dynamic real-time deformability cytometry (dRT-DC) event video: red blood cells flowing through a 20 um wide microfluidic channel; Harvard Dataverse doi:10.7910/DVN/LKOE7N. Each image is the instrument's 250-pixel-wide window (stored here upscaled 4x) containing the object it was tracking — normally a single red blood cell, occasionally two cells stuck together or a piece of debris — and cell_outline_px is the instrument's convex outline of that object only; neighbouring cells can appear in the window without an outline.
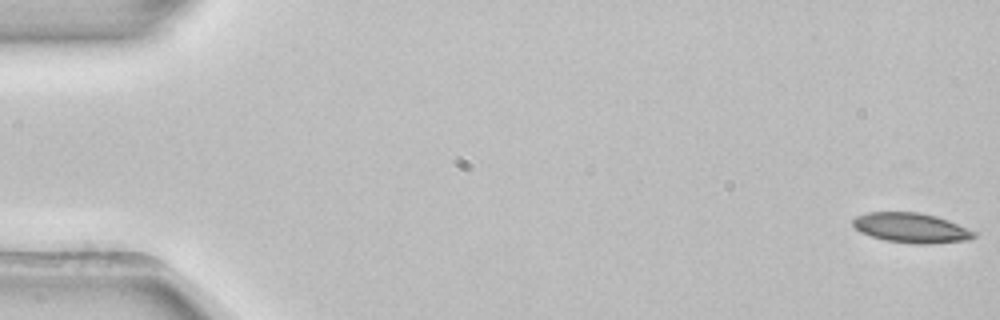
{"species": "common noctule bat (a hibernating species)", "species_latin": "Nyctalus noctula", "temperature_condition": "room temperature", "stored_images_in_passage": 53, "camera_frame_rate_fps": 3000, "um_per_image_px": 0.085, "animal": {"sex": "female", "body_mass_g": 22.7, "forearm_length_mm": 54.2}, "frame": {"image": 1, "passage_image": 1, "time_ms": 0.0, "image_size_px": [1000, 320], "cell_outline_px": [[976, 236], [968, 240], [928, 244], [912, 244], [884, 240], [860, 232], [852, 224], [852, 220], [856, 216], [868, 212], [920, 212], [936, 216], [948, 220], [976, 232]], "centroid_in_image_um": [77.44, 19.37], "position_along_channel_um": 7.6, "area_um2": 21.1}}
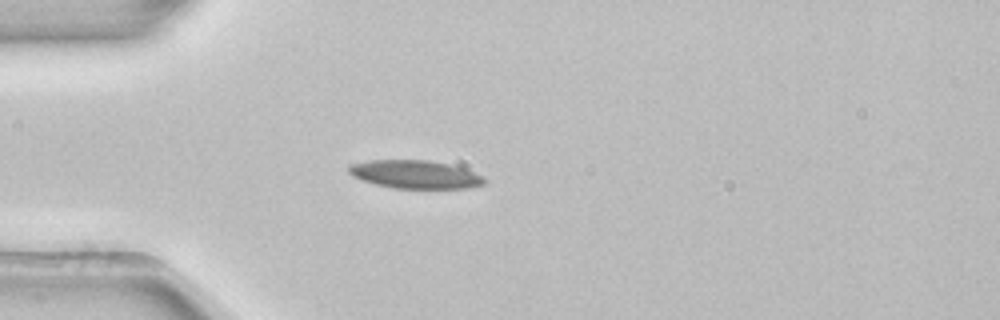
{"frame": {"image": 2, "passage_image": 15, "time_ms": 4.667, "image_size_px": [1000, 320], "cell_outline_px": [[488, 180], [484, 184], [472, 188], [396, 188], [376, 184], [360, 180], [352, 176], [348, 172], [348, 164], [368, 160], [428, 160], [448, 164], [484, 176]], "centroid_in_image_um": [35.26, 14.82], "position_along_channel_um": 49.7, "area_um2": 22.31}}
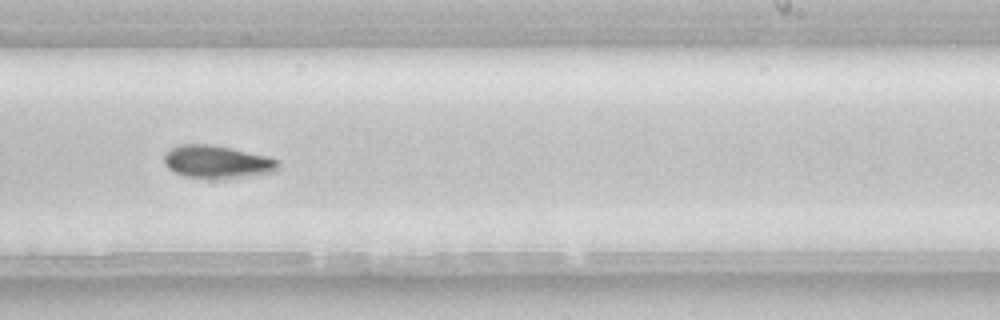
{"frame": {"image": 3, "passage_image": 33, "time_ms": 10.667, "image_size_px": [1000, 320], "cell_outline_px": [[280, 168], [276, 172], [244, 176], [184, 176], [168, 168], [164, 164], [164, 156], [172, 148], [180, 144], [212, 144], [232, 148], [268, 156], [280, 160]], "centroid_in_image_um": [18.51, 13.71], "position_along_channel_um": 270.5, "area_um2": 21.27}, "authors_computed_cell_mechanics": {"area_um2": 21.3282, "velocity_mm_per_s": 3.9052, "shape_relaxation_time_tau1_ms": 7.2157, "shape_relaxation_time_tau2_ms": null, "deformation_change_tau1": 0.1505, "deformation_change_tau2": null}}